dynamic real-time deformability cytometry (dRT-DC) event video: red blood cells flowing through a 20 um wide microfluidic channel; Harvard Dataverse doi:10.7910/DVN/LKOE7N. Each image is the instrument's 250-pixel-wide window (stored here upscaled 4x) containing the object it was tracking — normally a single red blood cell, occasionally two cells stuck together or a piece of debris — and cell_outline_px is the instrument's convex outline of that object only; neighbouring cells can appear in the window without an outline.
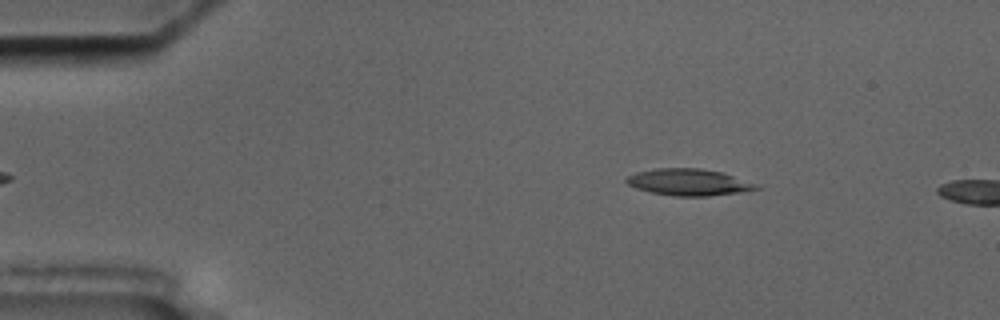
{"species": "common noctule bat (a hibernating species)", "species_latin": "Nyctalus noctula", "temperature_condition": "cold", "stored_images_in_passage": 7, "camera_frame_rate_fps": 3000, "um_per_image_px": 0.085, "animal": {"sex": "male", "body_mass_g": 17.5, "forearm_length_mm": 52.3}, "frame": {"image": 1, "passage_image": 3, "time_ms": 0.667, "image_size_px": [1000, 320], "cell_outline_px": [[760, 188], [740, 192], [708, 196], [672, 196], [652, 192], [636, 188], [628, 184], [624, 180], [628, 176], [636, 172], [656, 168], [700, 168], [720, 172], [732, 176], [752, 184]], "centroid_in_image_um": [58.44, 15.49], "position_along_channel_um": 26.6, "area_um2": 19.71}}